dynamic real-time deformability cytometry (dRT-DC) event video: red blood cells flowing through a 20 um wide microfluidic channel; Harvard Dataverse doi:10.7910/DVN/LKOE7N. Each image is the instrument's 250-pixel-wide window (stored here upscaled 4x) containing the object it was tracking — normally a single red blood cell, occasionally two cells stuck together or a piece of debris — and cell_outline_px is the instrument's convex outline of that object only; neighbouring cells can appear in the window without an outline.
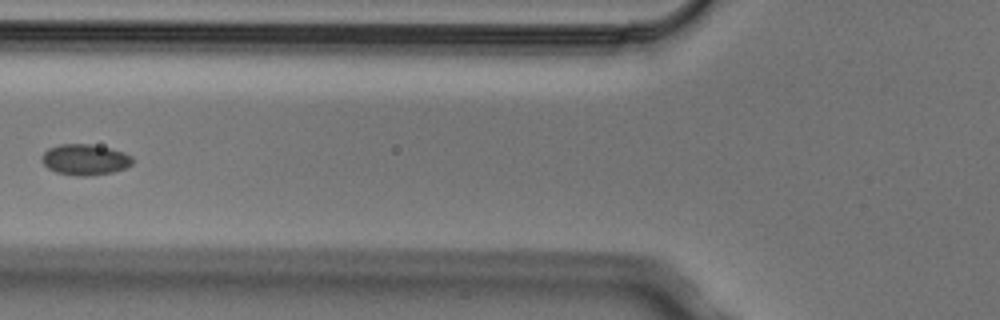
{"species": "Egyptian fruit bat (a non-hibernating species)", "species_latin": "Rousettus aegyptiacus", "temperature_condition": "cold", "stored_images_in_passage": 5, "camera_frame_rate_fps": 3000, "um_per_image_px": 0.085, "animal": {"sex": "male"}, "frame": {"image": 1, "passage_image": 5, "time_ms": 1.333, "image_size_px": [1000, 320], "cell_outline_px": [[132, 164], [124, 168], [112, 172], [88, 176], [76, 176], [56, 172], [48, 168], [40, 160], [40, 156], [48, 148], [60, 144], [88, 144], [108, 148], [124, 152], [132, 156]], "centroid_in_image_um": [7.18, 13.57], "position_along_channel_um": 118.6, "area_um2": 16.3}}